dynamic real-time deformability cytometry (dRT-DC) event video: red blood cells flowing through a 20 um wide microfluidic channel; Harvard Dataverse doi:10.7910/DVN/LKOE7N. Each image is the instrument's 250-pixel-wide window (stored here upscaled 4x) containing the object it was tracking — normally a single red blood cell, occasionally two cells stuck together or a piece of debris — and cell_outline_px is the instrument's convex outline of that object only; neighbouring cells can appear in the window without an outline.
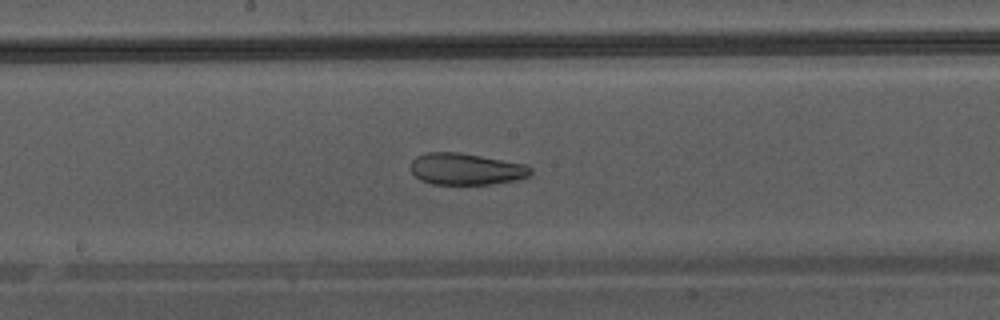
{"species": "Egyptian fruit bat (a non-hibernating species)", "species_latin": "Rousettus aegyptiacus", "temperature_condition": "warm", "stored_images_in_passage": 31, "camera_frame_rate_fps": 3000, "um_per_image_px": 0.085, "animal": {"sex": "male"}, "frame": {"image": 1, "passage_image": 10, "time_ms": 3.0, "image_size_px": [1000, 320], "cell_outline_px": [[532, 172], [528, 176], [516, 180], [492, 184], [432, 184], [420, 180], [412, 172], [412, 160], [416, 156], [428, 152], [456, 152], [528, 164], [532, 168]], "centroid_in_image_um": [39.64, 14.37], "position_along_channel_um": 208.6, "area_um2": 22.08}}
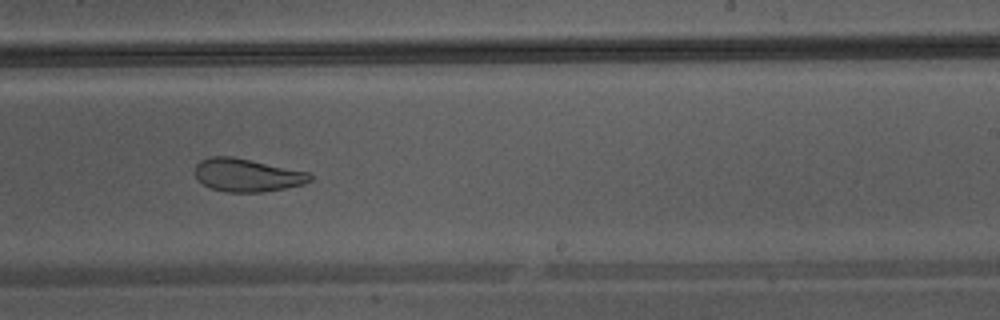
{"frame": {"image": 2, "passage_image": 14, "time_ms": 4.333, "image_size_px": [1000, 320], "cell_outline_px": [[312, 180], [304, 184], [284, 188], [260, 192], [224, 192], [212, 188], [204, 184], [196, 176], [196, 164], [200, 160], [208, 156], [232, 156], [308, 172], [312, 176]], "centroid_in_image_um": [21.0, 14.88], "position_along_channel_um": 268.0, "area_um2": 21.96}}
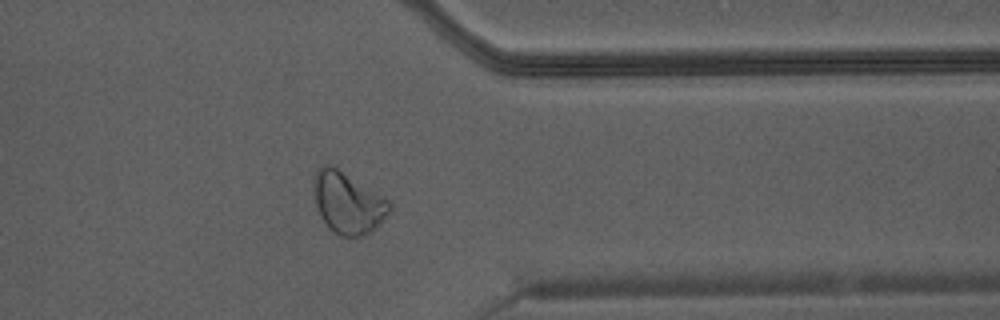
{"frame": {"image": 3, "passage_image": 22, "time_ms": 7.0, "image_size_px": [1000, 320], "cell_outline_px": [[392, 208], [384, 220], [368, 232], [360, 236], [344, 236], [328, 228], [320, 216], [312, 196], [316, 172], [324, 164], [332, 164], [384, 196], [392, 204]], "centroid_in_image_um": [29.56, 17.21], "position_along_channel_um": 381.8, "area_um2": 27.17}}